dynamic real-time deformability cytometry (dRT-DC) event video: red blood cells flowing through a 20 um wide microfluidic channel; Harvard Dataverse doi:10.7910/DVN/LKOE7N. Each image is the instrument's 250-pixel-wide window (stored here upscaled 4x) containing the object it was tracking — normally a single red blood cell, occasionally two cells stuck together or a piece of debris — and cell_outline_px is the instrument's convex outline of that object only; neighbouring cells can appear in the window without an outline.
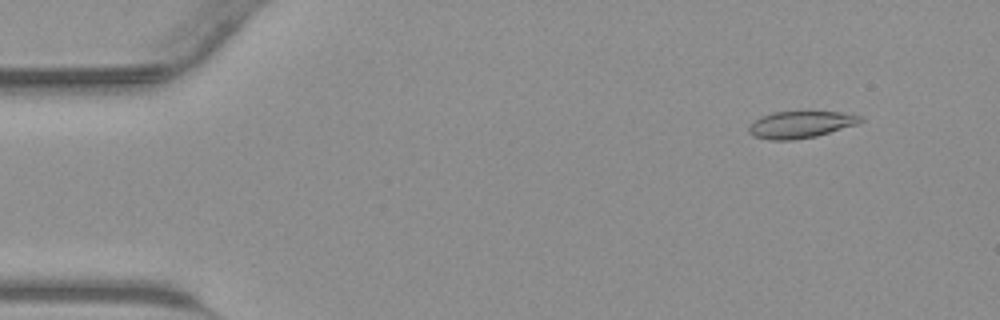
{"species": "common noctule bat (a hibernating species)", "species_latin": "Nyctalus noctula", "temperature_condition": "warm", "stored_images_in_passage": 44, "camera_frame_rate_fps": 3000, "um_per_image_px": 0.085, "animal": {"sex": "male", "body_mass_g": 23.1, "forearm_length_mm": 52.7}, "frame": {"image": 1, "passage_image": 5, "time_ms": 1.333, "image_size_px": [1000, 320], "cell_outline_px": [[864, 120], [860, 124], [816, 136], [792, 140], [768, 140], [752, 136], [748, 132], [748, 124], [772, 112], [840, 112], [864, 116]], "centroid_in_image_um": [68.08, 10.6], "position_along_channel_um": 16.9, "area_um2": 17.63}}
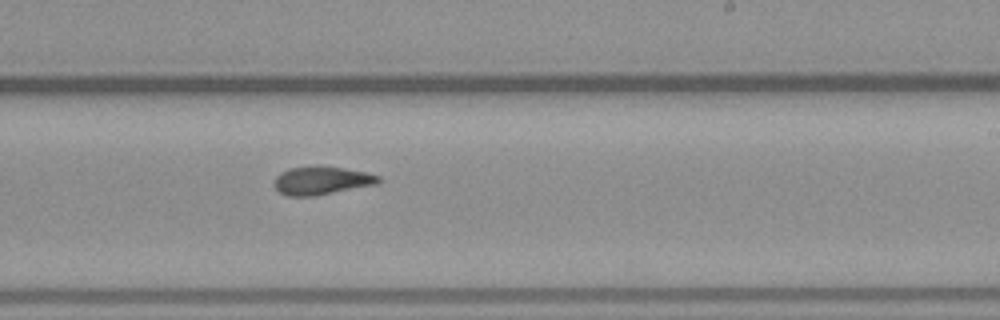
{"frame": {"image": 2, "passage_image": 27, "time_ms": 8.667, "image_size_px": [1000, 320], "cell_outline_px": [[380, 180], [376, 184], [312, 196], [288, 196], [280, 192], [272, 184], [276, 176], [280, 172], [288, 168], [320, 164], [344, 168], [364, 172], [380, 176]], "centroid_in_image_um": [27.27, 15.31], "position_along_channel_um": 261.7, "area_um2": 17.28}}
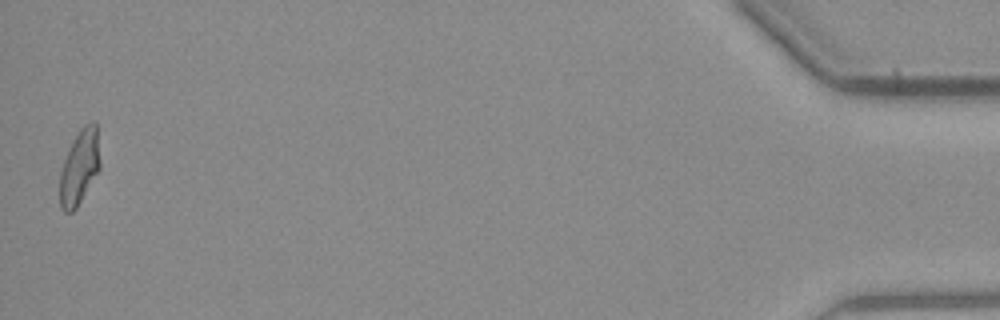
{"frame": {"image": 3, "passage_image": 44, "time_ms": 14.333, "image_size_px": [1000, 320], "cell_outline_px": [[100, 168], [76, 208], [72, 212], [64, 212], [60, 208], [60, 172], [64, 160], [72, 140], [80, 128], [84, 124], [92, 120], [96, 120], [100, 160]], "centroid_in_image_um": [6.76, 14.16], "position_along_channel_um": 428.4, "area_um2": 17.57}}